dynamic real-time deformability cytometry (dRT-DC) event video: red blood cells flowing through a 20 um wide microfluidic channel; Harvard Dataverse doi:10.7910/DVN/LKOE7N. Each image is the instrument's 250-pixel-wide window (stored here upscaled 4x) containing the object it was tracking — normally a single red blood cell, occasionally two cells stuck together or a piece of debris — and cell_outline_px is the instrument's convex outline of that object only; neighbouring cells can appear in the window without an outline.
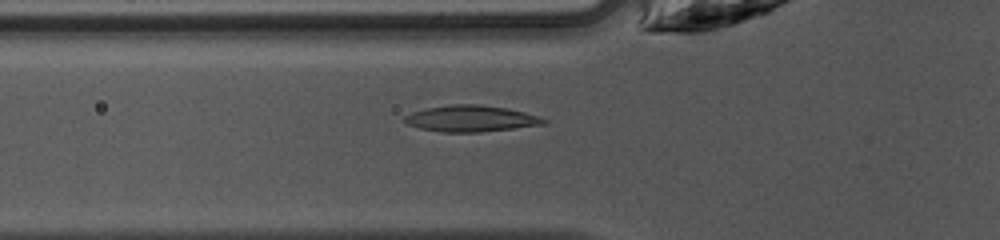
{"species": "common noctule bat (a hibernating species)", "species_latin": "Nyctalus noctula", "temperature_condition": "warm", "stored_images_in_passage": 38, "camera_frame_rate_fps": 3000, "um_per_image_px": 0.085, "animal": {"sex": "female", "body_mass_g": 10.0, "forearm_length_mm": 53.1}, "frame": {"image": 1, "passage_image": 8, "time_ms": 2.333, "image_size_px": [1000, 240], "cell_outline_px": [[548, 120], [544, 124], [480, 132], [440, 132], [420, 128], [408, 124], [404, 120], [404, 116], [412, 112], [428, 108], [452, 104], [480, 104], [508, 108], [540, 116]], "centroid_in_image_um": [40.04, 10.07], "position_along_channel_um": 85.8, "area_um2": 21.21}}
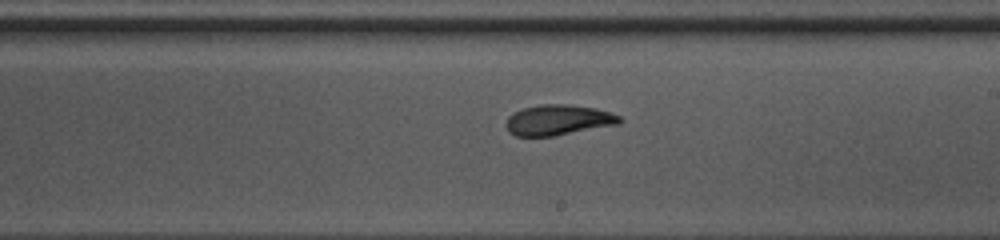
{"frame": {"image": 2, "passage_image": 19, "time_ms": 6.0, "image_size_px": [1000, 240], "cell_outline_px": [[624, 120], [620, 124], [552, 136], [516, 136], [508, 132], [504, 124], [508, 116], [512, 112], [524, 108], [540, 104], [568, 104], [596, 108], [620, 116]], "centroid_in_image_um": [47.42, 10.2], "position_along_channel_um": 241.6, "area_um2": 20.35}}
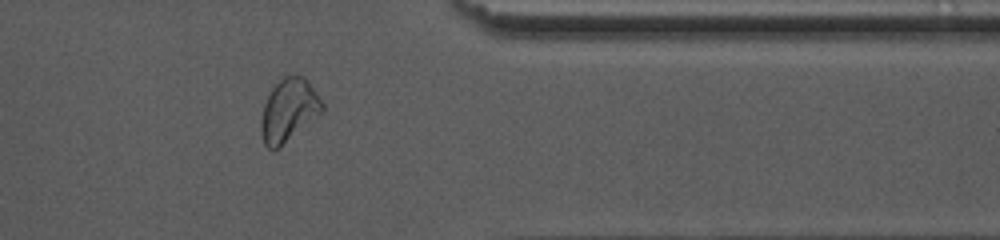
{"frame": {"image": 3, "passage_image": 30, "time_ms": 9.667, "image_size_px": [1000, 240], "cell_outline_px": [[324, 112], [272, 152], [264, 144], [260, 132], [260, 120], [264, 104], [272, 88], [284, 76], [304, 76], [308, 80], [324, 104]], "centroid_in_image_um": [24.54, 9.38], "position_along_channel_um": 386.9, "area_um2": 22.37}, "authors_computed_cell_mechanics": {"area_um2": 20.6057, "velocity_mm_per_s": 4.226, "shape_relaxation_time_tau1_ms": 7.5329, "shape_relaxation_time_tau2_ms": 4.4157, "deformation_change_tau1": 0.2083, "deformation_change_tau2": 0.0945}}